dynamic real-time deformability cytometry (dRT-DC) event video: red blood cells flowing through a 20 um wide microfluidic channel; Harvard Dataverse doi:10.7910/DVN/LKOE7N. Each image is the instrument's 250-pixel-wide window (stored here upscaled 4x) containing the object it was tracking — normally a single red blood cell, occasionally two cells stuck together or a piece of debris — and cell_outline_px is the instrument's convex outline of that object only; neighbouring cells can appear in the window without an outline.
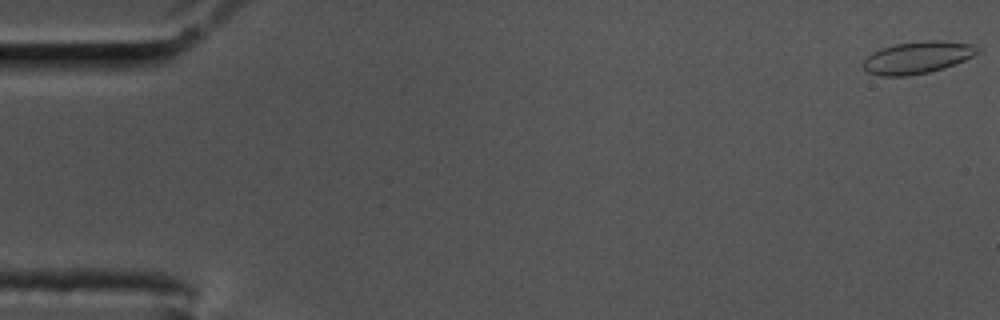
{"species": "common noctule bat (a hibernating species)", "species_latin": "Nyctalus noctula", "temperature_condition": "cold", "stored_images_in_passage": 15, "camera_frame_rate_fps": 3000, "um_per_image_px": 0.085, "animal": {"sex": "male", "body_mass_g": 17.5, "forearm_length_mm": 52.3}, "frame": {"image": 1, "passage_image": 1, "time_ms": 0.0, "image_size_px": [1000, 320], "cell_outline_px": [[980, 52], [964, 60], [944, 68], [928, 72], [908, 76], [880, 76], [868, 72], [860, 64], [872, 52], [880, 48], [896, 44], [924, 40], [940, 40], [976, 44], [980, 48]], "centroid_in_image_um": [77.99, 4.88], "position_along_channel_um": 7.0, "area_um2": 21.62}}